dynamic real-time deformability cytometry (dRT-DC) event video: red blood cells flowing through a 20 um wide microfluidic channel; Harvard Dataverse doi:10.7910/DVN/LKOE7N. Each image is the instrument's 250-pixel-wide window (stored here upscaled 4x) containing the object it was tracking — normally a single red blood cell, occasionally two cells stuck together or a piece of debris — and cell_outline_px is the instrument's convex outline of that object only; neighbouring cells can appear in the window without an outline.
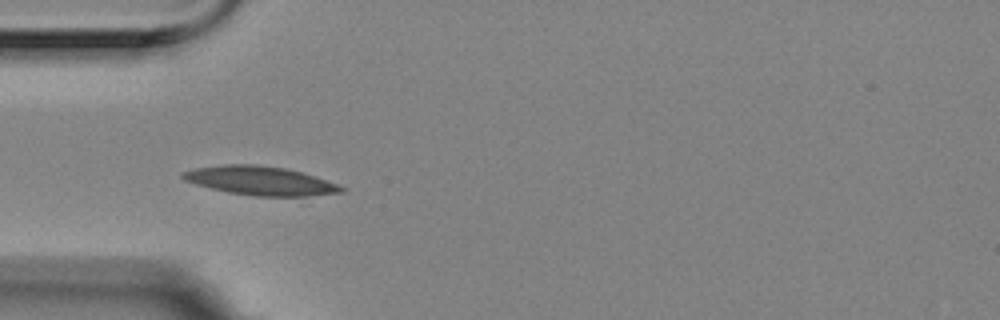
{"species": "Egyptian fruit bat (a non-hibernating species)", "species_latin": "Rousettus aegyptiacus", "temperature_condition": "room temperature", "stored_images_in_passage": 4, "camera_frame_rate_fps": 3000, "um_per_image_px": 0.085, "animal": {"sex": "female"}, "frame": {"image": 1, "passage_image": 3, "time_ms": 0.667, "image_size_px": [1000, 320], "cell_outline_px": [[348, 188], [344, 192], [300, 204], [228, 192], [196, 184], [184, 180], [180, 176], [180, 172], [192, 168], [224, 164], [256, 164], [288, 168]], "centroid_in_image_um": [22.36, 15.48], "position_along_channel_um": 62.6, "area_um2": 29.25}}
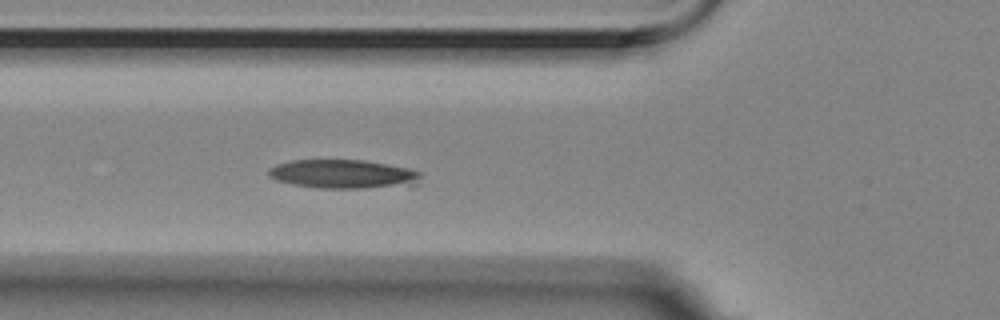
{"frame": {"image": 2, "passage_image": 4, "time_ms": 1.0, "image_size_px": [1000, 320], "cell_outline_px": [[420, 184], [412, 188], [320, 188], [292, 184], [276, 180], [268, 176], [268, 168], [276, 164], [292, 160], [364, 160], [388, 164], [408, 168], [420, 172]], "centroid_in_image_um": [29.28, 14.82], "position_along_channel_um": 96.5, "area_um2": 26.3}}